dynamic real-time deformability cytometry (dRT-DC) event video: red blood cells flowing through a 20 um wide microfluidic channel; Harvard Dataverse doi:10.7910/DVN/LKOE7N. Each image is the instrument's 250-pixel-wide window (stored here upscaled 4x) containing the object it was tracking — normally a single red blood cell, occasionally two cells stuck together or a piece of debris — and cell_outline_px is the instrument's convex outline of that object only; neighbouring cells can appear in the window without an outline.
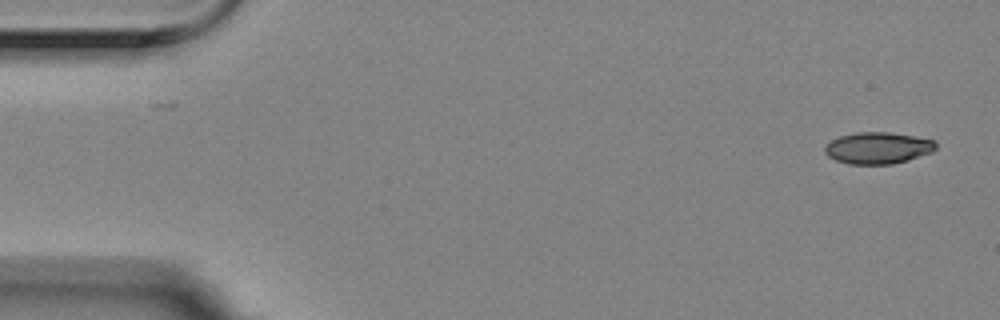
{"species": "Egyptian fruit bat (a non-hibernating species)", "species_latin": "Rousettus aegyptiacus", "temperature_condition": "room temperature", "stored_images_in_passage": 2, "camera_frame_rate_fps": 3000, "um_per_image_px": 0.085, "animal": {"sex": "female"}, "frame": {"image": 1, "passage_image": 2, "time_ms": 0.333, "image_size_px": [1000, 320], "cell_outline_px": [[936, 148], [932, 152], [908, 160], [892, 164], [848, 164], [836, 160], [828, 156], [824, 152], [824, 148], [832, 140], [840, 136], [856, 132], [892, 132], [936, 140]], "centroid_in_image_um": [74.64, 12.57], "position_along_channel_um": 10.4, "area_um2": 20.52}}